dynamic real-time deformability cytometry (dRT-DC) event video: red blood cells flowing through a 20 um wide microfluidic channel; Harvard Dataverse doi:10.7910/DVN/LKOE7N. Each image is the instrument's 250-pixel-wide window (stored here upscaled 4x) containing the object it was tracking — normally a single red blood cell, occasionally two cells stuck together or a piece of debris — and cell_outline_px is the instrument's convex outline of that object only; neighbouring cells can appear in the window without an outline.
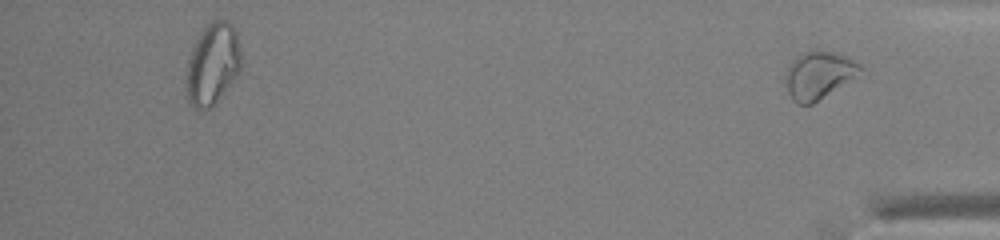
{"species": "common noctule bat (a hibernating species)", "species_latin": "Nyctalus noctula", "temperature_condition": "warm", "stored_images_in_passage": 48, "segment_of_instrument_passage": [2, 2], "camera_frame_rate_fps": 3000, "um_per_image_px": 0.085, "animal": {"sex": "male", "body_mass_g": 13.0, "forearm_length_mm": 53.1}, "frame": {"image": 1, "passage_image": 48, "time_ms": 15.667, "image_size_px": [1000, 240], "cell_outline_px": [[868, 76], [812, 104], [796, 104], [792, 100], [788, 92], [784, 76], [792, 60], [796, 56], [804, 52], [832, 52], [844, 56], [860, 64], [864, 68]], "centroid_in_image_um": [69.74, 6.45], "position_along_channel_um": 365.5, "area_um2": 21.73}}